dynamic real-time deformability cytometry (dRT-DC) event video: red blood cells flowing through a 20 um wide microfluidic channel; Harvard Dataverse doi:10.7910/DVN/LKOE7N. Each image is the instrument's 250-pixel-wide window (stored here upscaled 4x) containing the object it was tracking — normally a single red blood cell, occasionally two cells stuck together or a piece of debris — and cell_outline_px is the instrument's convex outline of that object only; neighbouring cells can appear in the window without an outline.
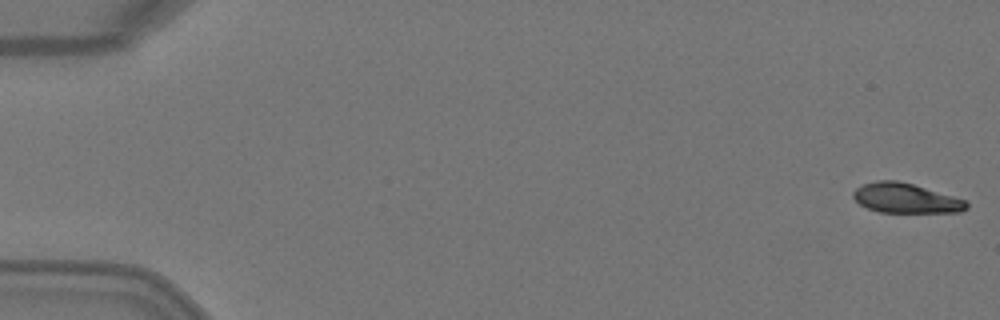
{"species": "Egyptian fruit bat (a non-hibernating species)", "species_latin": "Rousettus aegyptiacus", "temperature_condition": "warm", "stored_images_in_passage": 4, "camera_frame_rate_fps": 3000, "um_per_image_px": 0.085, "animal": {"sex": "female"}, "frame": {"image": 1, "passage_image": 1, "time_ms": 0.0, "image_size_px": [1000, 320], "cell_outline_px": [[968, 208], [960, 212], [880, 212], [868, 208], [860, 204], [852, 196], [852, 192], [856, 188], [864, 184], [876, 180], [896, 180], [912, 184], [952, 196], [964, 200], [968, 204]], "centroid_in_image_um": [76.95, 16.85], "position_along_channel_um": 8.0, "area_um2": 19.36}}
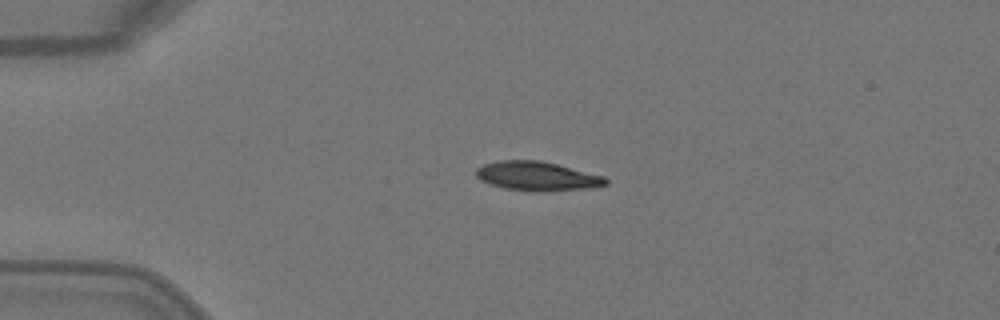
{"frame": {"image": 2, "passage_image": 4, "time_ms": 1.0, "image_size_px": [1000, 320], "cell_outline_px": [[608, 184], [588, 188], [544, 192], [536, 192], [504, 188], [480, 180], [476, 176], [476, 168], [484, 164], [500, 160], [540, 160], [604, 176], [608, 180]], "centroid_in_image_um": [45.65, 14.97], "position_along_channel_um": 39.4, "area_um2": 21.96}}